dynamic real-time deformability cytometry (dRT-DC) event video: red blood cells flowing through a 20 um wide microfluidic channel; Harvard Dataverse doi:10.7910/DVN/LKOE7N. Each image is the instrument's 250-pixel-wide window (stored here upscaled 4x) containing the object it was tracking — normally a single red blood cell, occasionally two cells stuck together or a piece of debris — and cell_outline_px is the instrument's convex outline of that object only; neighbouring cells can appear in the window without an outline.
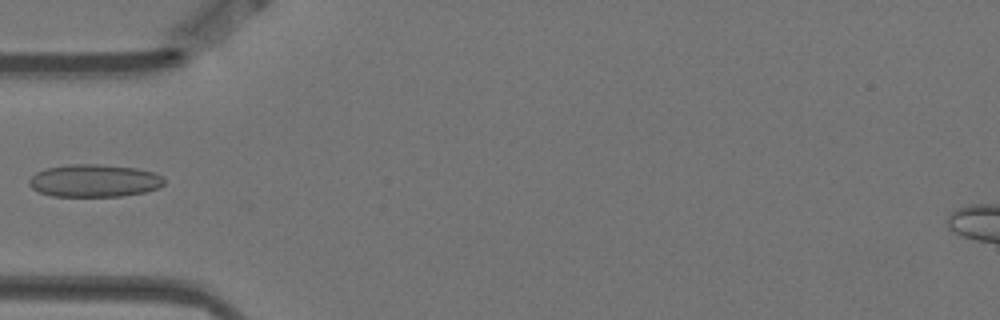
{"species": "Egyptian fruit bat (a non-hibernating species)", "species_latin": "Rousettus aegyptiacus", "temperature_condition": "warm", "stored_images_in_passage": 4, "camera_frame_rate_fps": 3000, "um_per_image_px": 0.085, "animal": {"sex": "female"}, "frame": {"image": 1, "passage_image": 4, "time_ms": 1.0, "image_size_px": [1000, 320], "cell_outline_px": [[164, 184], [160, 188], [144, 192], [120, 196], [52, 196], [40, 192], [32, 188], [28, 184], [28, 180], [36, 172], [44, 168], [68, 164], [100, 164], [136, 168], [152, 172], [160, 176], [164, 180]], "centroid_in_image_um": [7.98, 15.35], "position_along_channel_um": 77.0, "area_um2": 25.72}}